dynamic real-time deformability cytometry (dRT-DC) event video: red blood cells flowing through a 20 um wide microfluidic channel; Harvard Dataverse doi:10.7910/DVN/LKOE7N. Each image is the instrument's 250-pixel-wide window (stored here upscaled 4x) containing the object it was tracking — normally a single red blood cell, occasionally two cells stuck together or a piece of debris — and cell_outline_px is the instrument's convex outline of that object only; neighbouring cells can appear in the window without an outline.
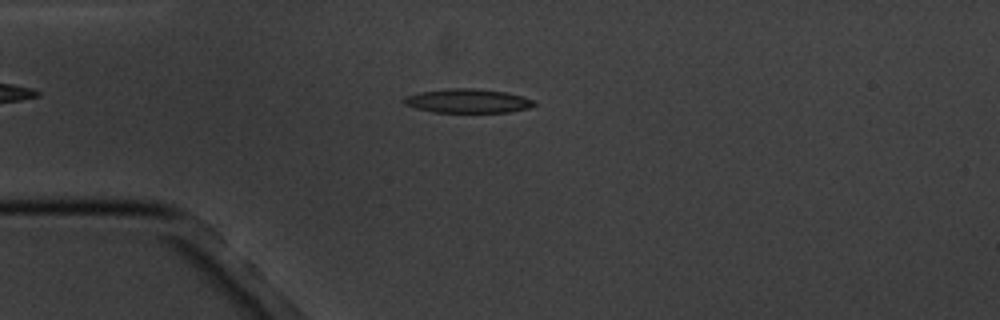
{"species": "common noctule bat (a hibernating species)", "species_latin": "Nyctalus noctula", "temperature_condition": "cold", "stored_images_in_passage": 5, "camera_frame_rate_fps": 3000, "um_per_image_px": 0.085, "animal": {"sex": "male", "body_mass_g": 20.1, "forearm_length_mm": 53.5}, "frame": {"image": 1, "passage_image": 4, "time_ms": 4.333, "image_size_px": [1000, 320], "cell_outline_px": [[536, 104], [528, 108], [508, 112], [436, 112], [416, 108], [404, 104], [400, 100], [404, 96], [420, 92], [452, 88], [476, 88], [504, 92], [520, 96], [532, 100]], "centroid_in_image_um": [39.69, 8.57], "position_along_channel_um": 45.3, "area_um2": 18.03}}